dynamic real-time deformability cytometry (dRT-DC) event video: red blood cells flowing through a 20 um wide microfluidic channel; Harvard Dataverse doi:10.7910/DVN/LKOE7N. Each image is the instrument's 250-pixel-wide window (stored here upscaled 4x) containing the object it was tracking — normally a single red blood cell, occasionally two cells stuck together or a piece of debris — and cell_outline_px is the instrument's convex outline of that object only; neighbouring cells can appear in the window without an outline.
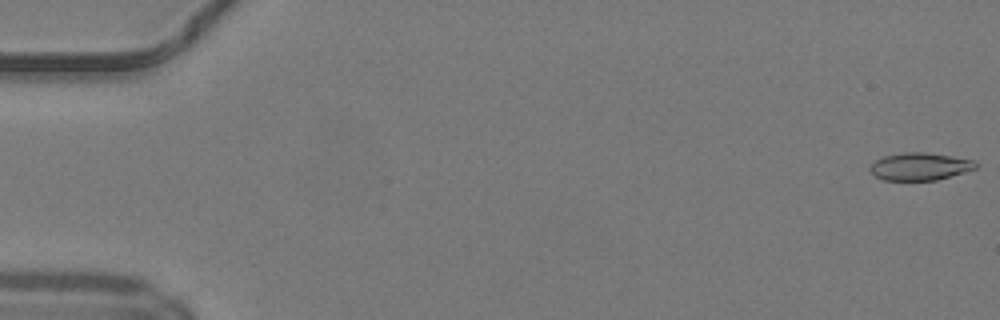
{"species": "common noctule bat (a hibernating species)", "species_latin": "Nyctalus noctula", "temperature_condition": "warm", "stored_images_in_passage": 7, "camera_frame_rate_fps": 3000, "um_per_image_px": 0.085, "animal": {"sex": "male", "body_mass_g": 19.2, "forearm_length_mm": 51.8}, "frame": {"image": 1, "passage_image": 1, "time_ms": 0.0, "image_size_px": [1000, 320], "cell_outline_px": [[976, 168], [964, 172], [936, 180], [884, 180], [876, 176], [868, 168], [876, 160], [884, 156], [904, 152], [924, 152], [952, 156], [972, 160], [976, 164]], "centroid_in_image_um": [78.17, 14.15], "position_along_channel_um": 6.8, "area_um2": 16.7}}